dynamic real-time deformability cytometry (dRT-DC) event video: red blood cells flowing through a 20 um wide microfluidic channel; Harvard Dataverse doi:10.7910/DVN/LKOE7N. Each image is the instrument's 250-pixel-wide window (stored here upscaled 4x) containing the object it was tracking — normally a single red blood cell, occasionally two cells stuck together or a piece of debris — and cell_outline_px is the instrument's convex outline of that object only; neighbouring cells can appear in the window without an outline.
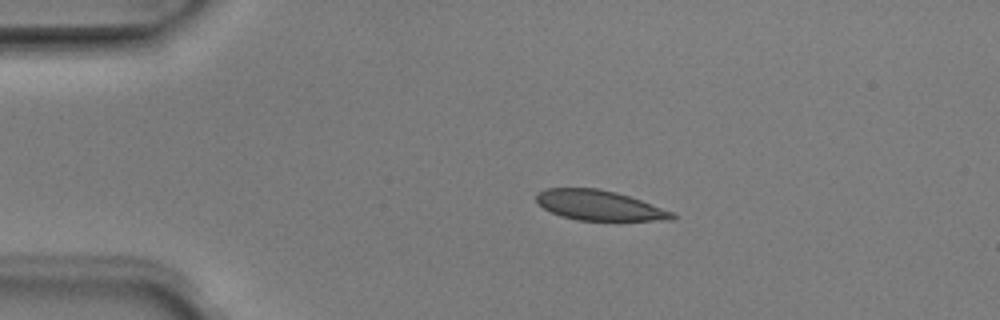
{"species": "Egyptian fruit bat (a non-hibernating species)", "species_latin": "Rousettus aegyptiacus", "temperature_condition": "room temperature", "stored_images_in_passage": 4, "camera_frame_rate_fps": 3000, "um_per_image_px": 0.085, "animal": {"sex": "male"}, "frame": {"image": 1, "passage_image": 2, "time_ms": 0.333, "image_size_px": [1000, 320], "cell_outline_px": [[676, 216], [672, 220], [576, 220], [560, 216], [544, 208], [536, 200], [536, 192], [544, 188], [600, 188], [616, 192], [676, 212]], "centroid_in_image_um": [50.93, 17.45], "position_along_channel_um": 34.1, "area_um2": 23.81}}
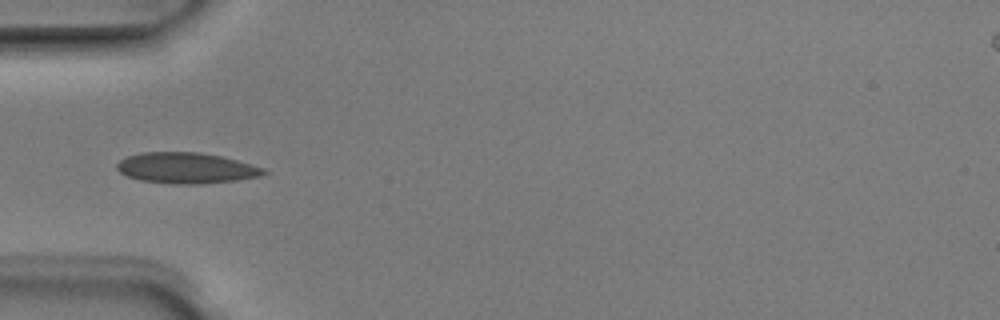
{"frame": {"image": 2, "passage_image": 4, "time_ms": 1.0, "image_size_px": [1000, 320], "cell_outline_px": [[268, 172], [260, 176], [236, 180], [196, 184], [172, 184], [140, 180], [128, 176], [120, 172], [116, 168], [116, 164], [124, 156], [140, 152], [200, 152], [220, 156], [236, 160], [264, 168]], "centroid_in_image_um": [15.78, 14.27], "position_along_channel_um": 69.2, "area_um2": 26.36}}